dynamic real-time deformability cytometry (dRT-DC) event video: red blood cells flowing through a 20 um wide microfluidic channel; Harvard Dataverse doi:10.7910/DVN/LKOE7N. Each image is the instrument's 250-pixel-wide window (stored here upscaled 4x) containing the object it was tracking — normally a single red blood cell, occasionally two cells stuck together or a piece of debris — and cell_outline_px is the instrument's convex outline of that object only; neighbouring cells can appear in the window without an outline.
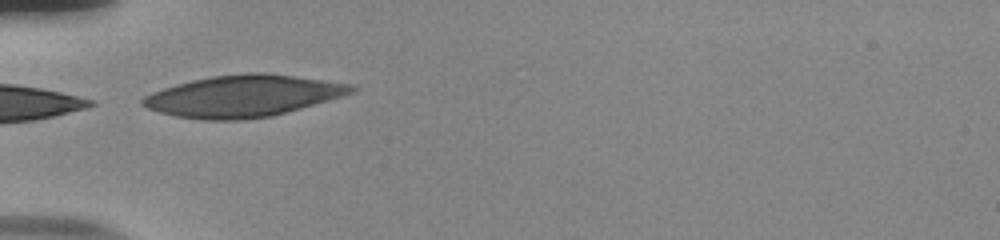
{"species": "human", "species_latin": "Homo sapiens", "temperature_condition": "room temperature", "stored_images_in_passage": 3, "camera_frame_rate_fps": 3000, "um_per_image_px": 0.085, "donor": {"sex": "male"}, "frame": {"image": 1, "passage_image": 1, "time_ms": 0.0, "image_size_px": [1000, 240], "cell_outline_px": [[356, 88], [352, 92], [340, 96], [300, 108], [272, 116], [244, 120], [204, 120], [176, 116], [160, 112], [148, 108], [140, 104], [140, 100], [144, 96], [152, 92], [176, 84], [192, 80], [212, 76], [248, 72], [264, 72], [348, 84]], "centroid_in_image_um": [20.57, 8.17], "position_along_channel_um": 64.4, "area_um2": 50.0}}